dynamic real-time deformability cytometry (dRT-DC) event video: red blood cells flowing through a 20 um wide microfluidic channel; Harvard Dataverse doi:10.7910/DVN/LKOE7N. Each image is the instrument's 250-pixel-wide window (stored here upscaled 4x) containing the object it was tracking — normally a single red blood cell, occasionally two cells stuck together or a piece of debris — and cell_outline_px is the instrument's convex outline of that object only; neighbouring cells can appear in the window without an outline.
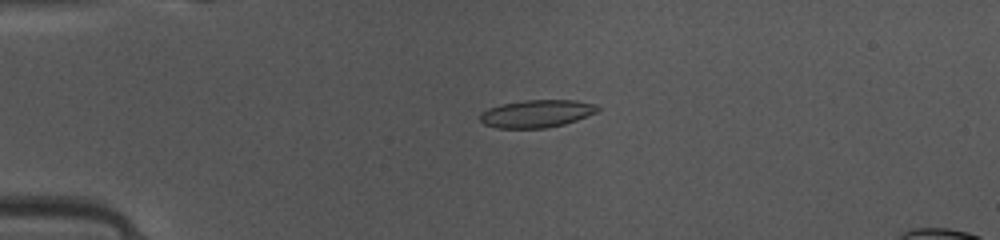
{"species": "common noctule bat (a hibernating species)", "species_latin": "Nyctalus noctula", "temperature_condition": "warm", "stored_images_in_passage": 49, "camera_frame_rate_fps": 3000, "um_per_image_px": 0.085, "animal": {"sex": "female", "body_mass_g": 10.0, "forearm_length_mm": 53.1}, "frame": {"image": 1, "passage_image": 12, "time_ms": 3.667, "image_size_px": [1000, 240], "cell_outline_px": [[600, 108], [596, 112], [576, 120], [564, 124], [548, 128], [496, 128], [484, 124], [480, 120], [480, 112], [488, 108], [504, 104], [524, 100], [576, 100], [596, 104]], "centroid_in_image_um": [45.61, 9.66], "position_along_channel_um": 39.4, "area_um2": 18.9}}
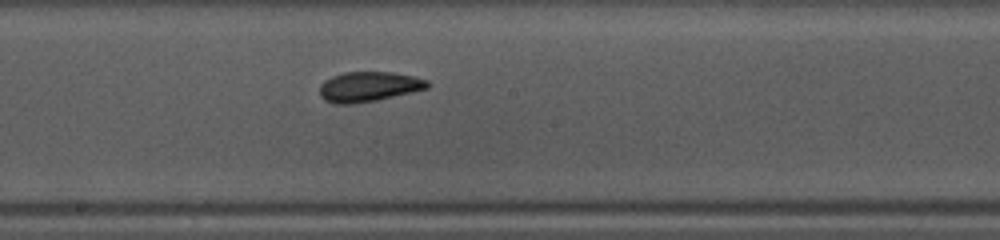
{"frame": {"image": 2, "passage_image": 27, "time_ms": 8.667, "image_size_px": [1000, 240], "cell_outline_px": [[428, 88], [412, 92], [376, 100], [352, 104], [336, 104], [324, 100], [320, 96], [320, 84], [324, 80], [332, 76], [344, 72], [392, 72], [412, 76], [428, 80]], "centroid_in_image_um": [31.3, 7.37], "position_along_channel_um": 216.9, "area_um2": 18.79}}
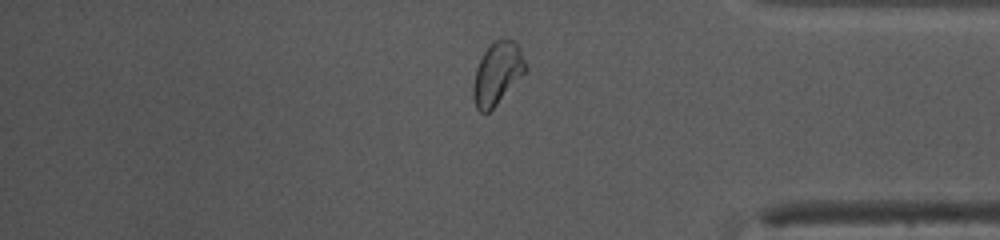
{"frame": {"image": 3, "passage_image": 41, "time_ms": 13.333, "image_size_px": [1000, 240], "cell_outline_px": [[528, 68], [496, 104], [488, 112], [480, 112], [476, 108], [472, 96], [472, 88], [476, 68], [484, 52], [496, 40], [516, 40], [520, 48]], "centroid_in_image_um": [42.26, 6.24], "position_along_channel_um": 392.9, "area_um2": 18.61}, "authors_computed_cell_mechanics": {"area_um2": 18.785, "velocity_mm_per_s": 4.1237, "shape_relaxation_time_tau1_ms": 10.5865, "shape_relaxation_time_tau2_ms": 2.815, "deformation_change_tau1": 0.2296, "deformation_change_tau2": 0.0607}}